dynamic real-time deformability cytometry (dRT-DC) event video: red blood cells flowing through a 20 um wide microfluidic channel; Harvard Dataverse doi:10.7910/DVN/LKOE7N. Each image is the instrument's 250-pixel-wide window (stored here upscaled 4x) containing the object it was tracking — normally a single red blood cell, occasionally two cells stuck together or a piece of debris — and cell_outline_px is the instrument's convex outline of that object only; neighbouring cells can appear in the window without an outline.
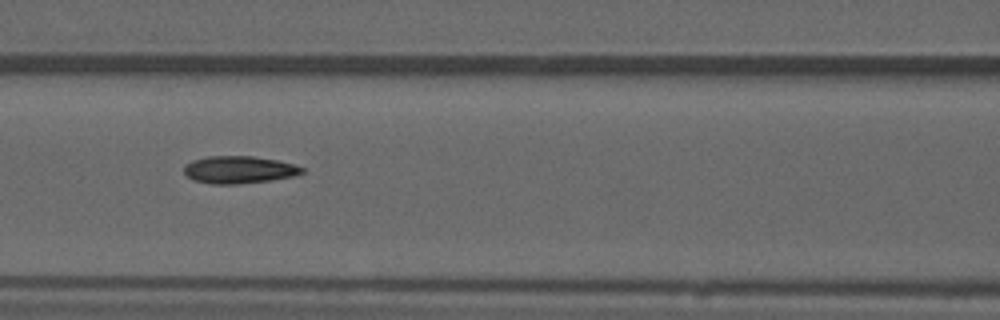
{"species": "common noctule bat (a hibernating species)", "species_latin": "Nyctalus noctula", "temperature_condition": "warm", "stored_images_in_passage": 53, "camera_frame_rate_fps": 3000, "um_per_image_px": 0.085, "animal": {"sex": "male", "forearm_length_mm": 52.5}, "frame": {"image": 1, "passage_image": 23, "time_ms": 7.333, "image_size_px": [1000, 320], "cell_outline_px": [[304, 172], [296, 176], [272, 180], [240, 184], [212, 184], [192, 180], [184, 172], [184, 164], [192, 160], [208, 156], [252, 156], [276, 160], [296, 164], [304, 168]], "centroid_in_image_um": [20.33, 14.43], "position_along_channel_um": 146.3, "area_um2": 19.07}}